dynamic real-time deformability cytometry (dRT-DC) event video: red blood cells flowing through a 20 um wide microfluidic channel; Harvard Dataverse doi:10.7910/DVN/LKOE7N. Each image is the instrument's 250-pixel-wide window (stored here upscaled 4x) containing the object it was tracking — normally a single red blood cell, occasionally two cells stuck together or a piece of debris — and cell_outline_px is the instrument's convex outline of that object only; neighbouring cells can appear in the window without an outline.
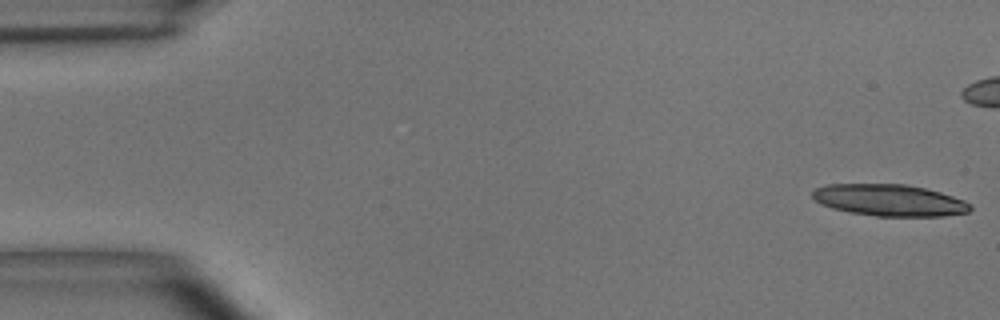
{"species": "common noctule bat (a hibernating species)", "species_latin": "Nyctalus noctula", "temperature_condition": "room temperature", "stored_images_in_passage": 41, "camera_frame_rate_fps": 3000, "um_per_image_px": 0.085, "animal": {"sex": "male", "body_mass_g": 15.6}, "frame": {"image": 1, "passage_image": 1, "time_ms": 0.0, "image_size_px": [1000, 320], "cell_outline_px": [[972, 208], [968, 212], [944, 216], [876, 216], [848, 212], [832, 208], [820, 204], [812, 196], [812, 192], [816, 188], [824, 184], [904, 184], [924, 188], [940, 192], [964, 200], [972, 204]], "centroid_in_image_um": [75.59, 17.02], "position_along_channel_um": 9.4, "area_um2": 29.19}, "authors_computed_cell_mechanics": {"area_um2": 17.5712, "velocity_mm_per_s": 3.679, "shape_relaxation_time_tau1_ms": 6.1332, "shape_relaxation_time_tau2_ms": 5.5986, "deformation_change_tau1": 0.1915, "deformation_change_tau2": 0.1562}}